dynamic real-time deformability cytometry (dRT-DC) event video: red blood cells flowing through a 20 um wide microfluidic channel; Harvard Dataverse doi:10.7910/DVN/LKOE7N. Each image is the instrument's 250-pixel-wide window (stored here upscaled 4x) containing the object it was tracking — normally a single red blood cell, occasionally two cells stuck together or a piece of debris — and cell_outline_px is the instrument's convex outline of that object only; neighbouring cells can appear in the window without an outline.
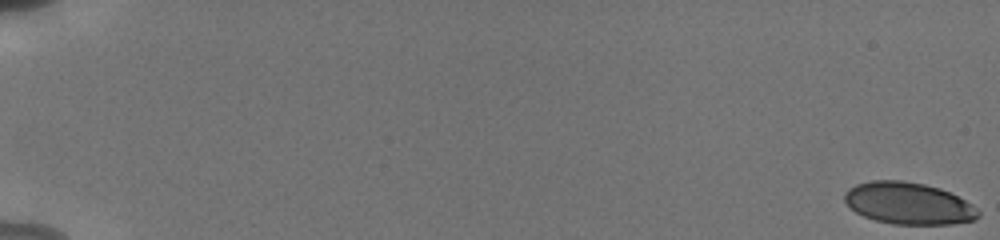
{"species": "human", "species_latin": "Homo sapiens", "temperature_condition": "cold", "stored_images_in_passage": 19, "camera_frame_rate_fps": 3000, "um_per_image_px": 0.085, "donor": {"sex": "male"}, "frame": {"image": 1, "passage_image": 1, "time_ms": 0.0, "image_size_px": [1000, 240], "cell_outline_px": [[980, 216], [976, 220], [952, 224], [892, 224], [876, 220], [864, 216], [856, 212], [844, 200], [844, 192], [848, 188], [856, 184], [872, 180], [904, 180], [924, 184], [940, 188], [972, 204], [980, 212]], "centroid_in_image_um": [77.22, 17.28], "position_along_channel_um": 7.8, "area_um2": 32.66}}
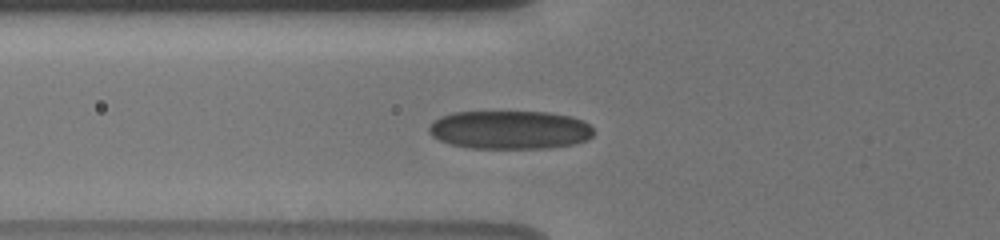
{"frame": {"image": 2, "passage_image": 12, "time_ms": 7.333, "image_size_px": [1000, 240], "cell_outline_px": [[592, 136], [588, 140], [576, 144], [548, 148], [468, 148], [452, 144], [440, 140], [432, 136], [428, 132], [428, 128], [440, 116], [452, 112], [548, 112], [572, 116], [584, 120], [592, 128]], "centroid_in_image_um": [43.37, 11.04], "position_along_channel_um": 82.4, "area_um2": 37.11}}
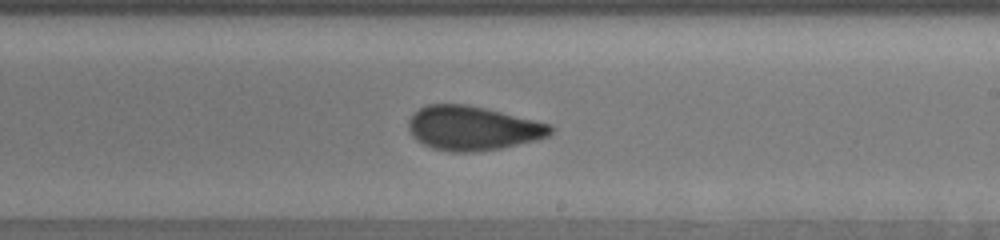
{"frame": {"image": 3, "passage_image": 19, "time_ms": 11.667, "image_size_px": [1000, 240], "cell_outline_px": [[556, 128], [548, 136], [540, 140], [500, 148], [472, 152], [452, 152], [432, 148], [416, 140], [412, 136], [408, 128], [408, 120], [420, 108], [428, 104], [468, 104], [488, 108], [552, 124]], "centroid_in_image_um": [40.23, 10.89], "position_along_channel_um": 248.8, "area_um2": 36.99}}